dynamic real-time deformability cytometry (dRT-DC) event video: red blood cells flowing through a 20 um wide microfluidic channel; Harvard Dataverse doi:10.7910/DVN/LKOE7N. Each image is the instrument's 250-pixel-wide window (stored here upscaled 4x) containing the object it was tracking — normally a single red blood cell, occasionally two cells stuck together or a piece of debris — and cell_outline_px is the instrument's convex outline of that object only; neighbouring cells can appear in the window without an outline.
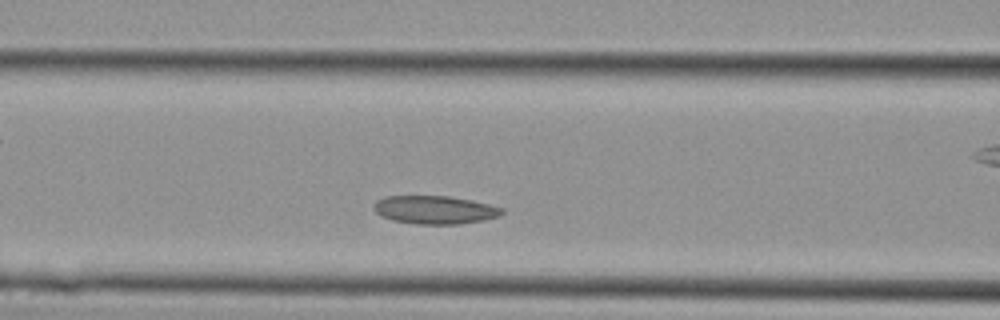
{"species": "Egyptian fruit bat (a non-hibernating species)", "species_latin": "Rousettus aegyptiacus", "temperature_condition": "cold", "stored_images_in_passage": 6, "camera_frame_rate_fps": 3000, "um_per_image_px": 0.085, "animal": {"sex": "female"}, "frame": {"image": 1, "passage_image": 5, "time_ms": 1.333, "image_size_px": [1000, 320], "cell_outline_px": [[504, 212], [500, 216], [484, 220], [460, 224], [416, 224], [392, 220], [380, 216], [372, 208], [376, 200], [384, 196], [448, 196], [472, 200], [504, 208]], "centroid_in_image_um": [36.95, 17.83], "position_along_channel_um": 129.7, "area_um2": 21.27}}